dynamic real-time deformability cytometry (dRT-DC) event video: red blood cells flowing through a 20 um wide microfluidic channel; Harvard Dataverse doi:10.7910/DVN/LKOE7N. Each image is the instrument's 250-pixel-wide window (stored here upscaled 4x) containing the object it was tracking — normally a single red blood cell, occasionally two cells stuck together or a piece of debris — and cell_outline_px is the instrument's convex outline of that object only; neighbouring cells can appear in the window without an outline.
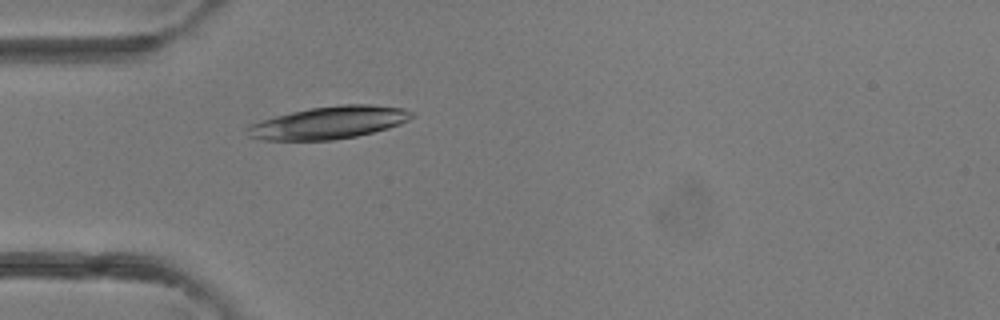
{"species": "common noctule bat (a hibernating species)", "species_latin": "Nyctalus noctula", "temperature_condition": "room temperature", "stored_images_in_passage": 36, "camera_frame_rate_fps": 3000, "um_per_image_px": 0.085, "animal": {"sex": "female"}, "frame": {"image": 1, "passage_image": 7, "time_ms": 2.0, "image_size_px": [1000, 320], "cell_outline_px": [[416, 116], [400, 124], [388, 128], [356, 136], [332, 140], [264, 140], [248, 136], [244, 128], [248, 124], [260, 120], [308, 108], [340, 104], [372, 104], [404, 108], [412, 112]], "centroid_in_image_um": [27.95, 10.41], "position_along_channel_um": 57.1, "area_um2": 31.33}}
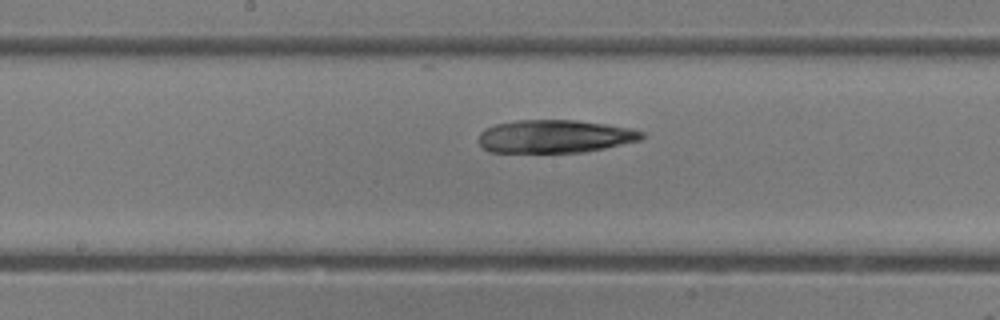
{"frame": {"image": 2, "passage_image": 16, "time_ms": 5.0, "image_size_px": [1000, 320], "cell_outline_px": [[644, 136], [640, 140], [604, 148], [584, 152], [488, 152], [480, 144], [480, 132], [484, 128], [496, 124], [516, 120], [576, 120], [632, 128], [644, 132]], "centroid_in_image_um": [47.16, 11.59], "position_along_channel_um": 201.0, "area_um2": 31.33}}
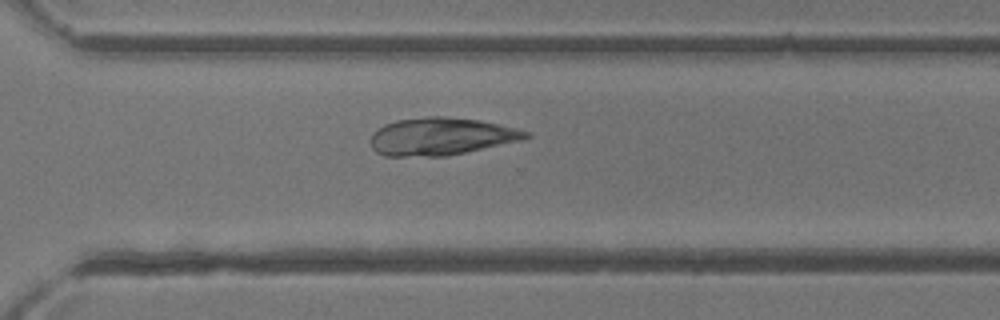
{"frame": {"image": 3, "passage_image": 24, "time_ms": 7.667, "image_size_px": [1000, 320], "cell_outline_px": [[532, 136], [524, 140], [448, 156], [384, 156], [376, 152], [372, 148], [372, 132], [384, 124], [396, 120], [428, 116], [444, 116], [480, 120], [500, 124], [532, 132]], "centroid_in_image_um": [37.54, 11.59], "position_along_channel_um": 333.1, "area_um2": 34.33}}